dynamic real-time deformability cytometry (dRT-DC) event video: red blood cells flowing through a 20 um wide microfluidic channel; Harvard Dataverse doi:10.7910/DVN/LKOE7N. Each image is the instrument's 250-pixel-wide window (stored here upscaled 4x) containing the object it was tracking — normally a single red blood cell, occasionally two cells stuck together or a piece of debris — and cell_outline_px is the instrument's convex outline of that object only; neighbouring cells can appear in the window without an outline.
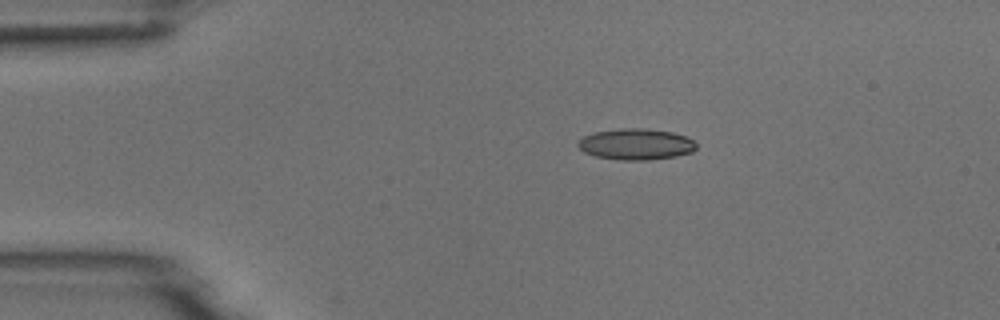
{"species": "common noctule bat (a hibernating species)", "species_latin": "Nyctalus noctula", "temperature_condition": "room temperature", "stored_images_in_passage": 7, "camera_frame_rate_fps": 3000, "um_per_image_px": 0.085, "animal": {"sex": "male", "body_mass_g": 18.8}, "frame": {"image": 1, "passage_image": 2, "time_ms": 2.333, "image_size_px": [1000, 320], "cell_outline_px": [[696, 148], [692, 152], [676, 156], [648, 160], [624, 160], [596, 156], [584, 152], [576, 144], [584, 136], [596, 132], [620, 128], [640, 128], [672, 132], [684, 136], [692, 140], [696, 144]], "centroid_in_image_um": [54.06, 12.26], "position_along_channel_um": 30.9, "area_um2": 21.21}}
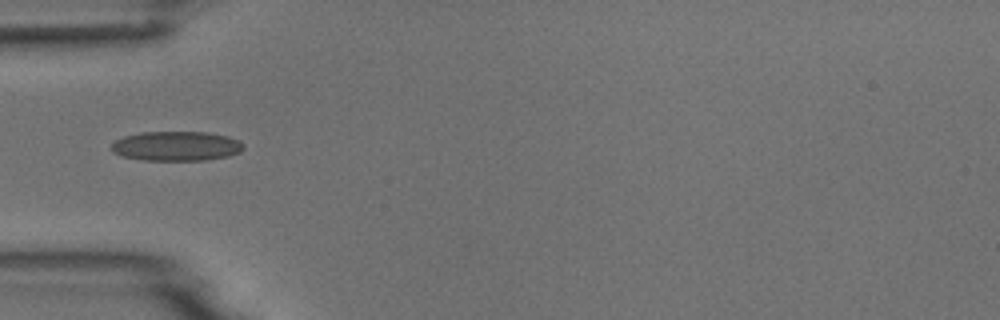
{"frame": {"image": 2, "passage_image": 4, "time_ms": 4.667, "image_size_px": [1000, 320], "cell_outline_px": [[244, 148], [240, 152], [228, 156], [208, 160], [144, 160], [120, 156], [112, 152], [112, 144], [116, 140], [124, 136], [140, 132], [208, 132], [228, 136], [240, 140], [244, 144]], "centroid_in_image_um": [15.01, 12.41], "position_along_channel_um": 70.0, "area_um2": 22.95}}